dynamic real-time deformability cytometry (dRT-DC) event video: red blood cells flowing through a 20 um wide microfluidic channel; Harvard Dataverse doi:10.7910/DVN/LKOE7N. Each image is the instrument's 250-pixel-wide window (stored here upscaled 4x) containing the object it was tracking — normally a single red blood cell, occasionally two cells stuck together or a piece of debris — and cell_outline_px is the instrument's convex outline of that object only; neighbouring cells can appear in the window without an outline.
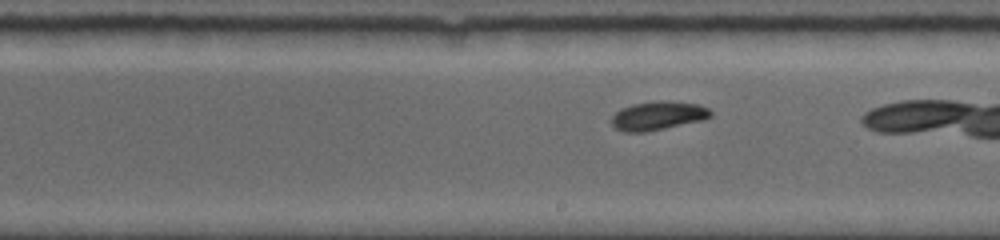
{"species": "common noctule bat (a hibernating species)", "species_latin": "Nyctalus noctula", "temperature_condition": "room temperature", "stored_images_in_passage": 22, "camera_frame_rate_fps": 5000, "um_per_image_px": 0.085, "animal": {"sex": "female", "body_mass_g": 19.0, "forearm_length_mm": 56.7}, "frame": {"image": 1, "passage_image": 10, "time_ms": 4.2, "image_size_px": [1000, 240], "cell_outline_px": [[712, 116], [704, 120], [644, 132], [624, 132], [616, 128], [612, 124], [612, 116], [620, 108], [632, 104], [660, 100], [664, 100], [700, 104], [708, 108], [712, 112]], "centroid_in_image_um": [55.94, 9.82], "position_along_channel_um": 233.1, "area_um2": 16.65}}
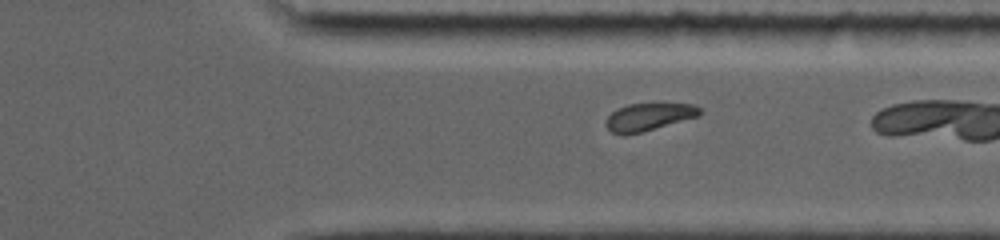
{"frame": {"image": 2, "passage_image": 18, "time_ms": 7.4, "image_size_px": [1000, 240], "cell_outline_px": [[700, 116], [640, 132], [624, 136], [612, 132], [604, 124], [604, 120], [616, 108], [628, 104], [696, 104], [700, 108]], "centroid_in_image_um": [55.1, 9.94], "position_along_channel_um": 356.3, "area_um2": 15.03}}